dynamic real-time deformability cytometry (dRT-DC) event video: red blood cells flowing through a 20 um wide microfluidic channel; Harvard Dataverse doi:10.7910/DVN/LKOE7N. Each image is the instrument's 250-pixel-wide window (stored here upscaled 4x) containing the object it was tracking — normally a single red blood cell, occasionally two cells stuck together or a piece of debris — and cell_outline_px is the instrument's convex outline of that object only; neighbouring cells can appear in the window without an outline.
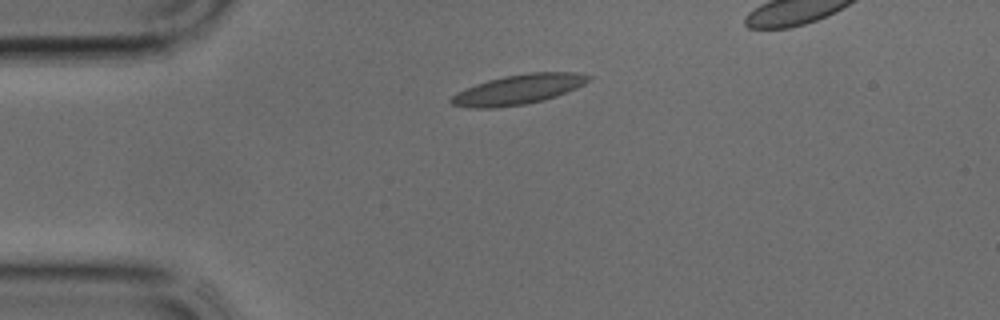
{"species": "common noctule bat (a hibernating species)", "species_latin": "Nyctalus noctula", "temperature_condition": "cold", "stored_images_in_passage": 27, "camera_frame_rate_fps": 3000, "um_per_image_px": 0.085, "animal": {"sex": "male", "body_mass_g": 17.9, "forearm_length_mm": 54.2}, "frame": {"image": 1, "passage_image": 1, "time_ms": 0.0, "image_size_px": [1000, 320], "cell_outline_px": [[592, 76], [584, 84], [576, 88], [556, 96], [544, 100], [524, 104], [496, 108], [468, 108], [452, 104], [448, 100], [456, 92], [464, 88], [488, 80], [504, 76], [528, 72], [576, 72]], "centroid_in_image_um": [44.02, 7.6], "position_along_channel_um": 41.0, "area_um2": 23.93}}
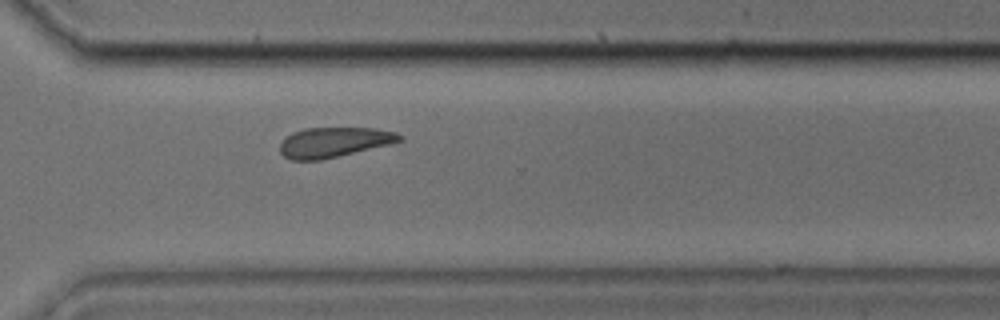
{"frame": {"image": 2, "passage_image": 20, "time_ms": 6.333, "image_size_px": [1000, 320], "cell_outline_px": [[404, 140], [388, 144], [320, 160], [292, 160], [284, 156], [280, 152], [280, 144], [292, 132], [304, 128], [376, 128], [396, 132], [404, 136]], "centroid_in_image_um": [28.4, 12.08], "position_along_channel_um": 342.2, "area_um2": 20.69}}
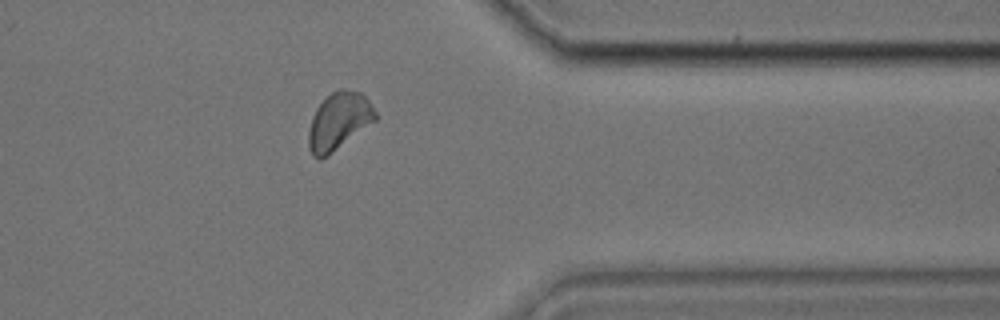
{"frame": {"image": 3, "passage_image": 23, "time_ms": 7.333, "image_size_px": [1000, 320], "cell_outline_px": [[376, 120], [328, 156], [320, 160], [312, 156], [308, 148], [308, 132], [312, 116], [316, 108], [332, 92], [340, 88], [344, 88], [364, 92], [376, 112]], "centroid_in_image_um": [28.8, 10.3], "position_along_channel_um": 382.6, "area_um2": 22.54}}